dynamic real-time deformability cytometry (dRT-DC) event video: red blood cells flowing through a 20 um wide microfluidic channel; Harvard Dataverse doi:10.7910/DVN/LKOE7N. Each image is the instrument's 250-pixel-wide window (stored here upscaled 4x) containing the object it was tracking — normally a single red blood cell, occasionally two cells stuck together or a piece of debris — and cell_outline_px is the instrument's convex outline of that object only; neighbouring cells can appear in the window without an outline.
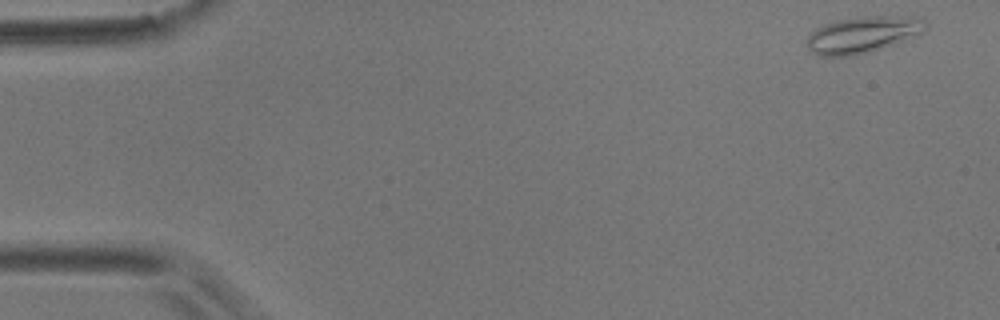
{"species": "common noctule bat (a hibernating species)", "species_latin": "Nyctalus noctula", "temperature_condition": "room temperature", "stored_images_in_passage": 6, "camera_frame_rate_fps": 3000, "um_per_image_px": 0.085, "animal": {"sex": "male", "body_mass_g": 17.9}, "frame": {"image": 1, "passage_image": 1, "time_ms": 0.0, "image_size_px": [1000, 320], "cell_outline_px": [[928, 28], [924, 32], [916, 36], [892, 44], [864, 52], [848, 56], [824, 56], [812, 52], [808, 48], [808, 36], [816, 28], [824, 24], [836, 20], [864, 16], [912, 16], [924, 20], [928, 24]], "centroid_in_image_um": [73.37, 2.91], "position_along_channel_um": 11.6, "area_um2": 24.91}}